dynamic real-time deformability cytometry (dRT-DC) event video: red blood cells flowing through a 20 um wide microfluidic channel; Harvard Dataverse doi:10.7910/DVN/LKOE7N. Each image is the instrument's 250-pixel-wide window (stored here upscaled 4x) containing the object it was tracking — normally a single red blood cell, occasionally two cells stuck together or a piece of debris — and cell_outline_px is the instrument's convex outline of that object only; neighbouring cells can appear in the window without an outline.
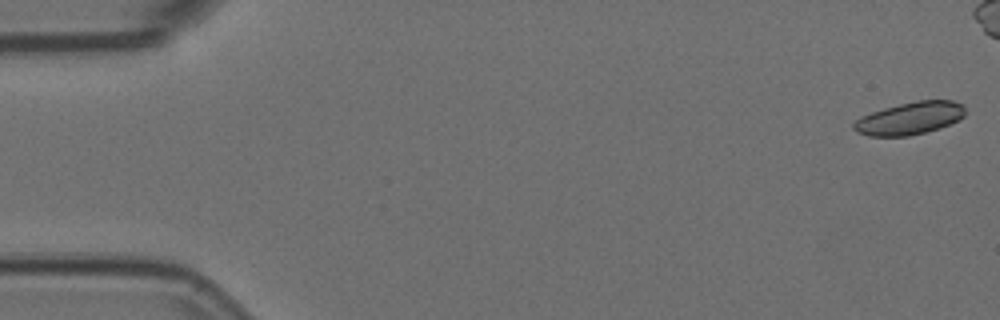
{"species": "Egyptian fruit bat (a non-hibernating species)", "species_latin": "Rousettus aegyptiacus", "temperature_condition": "room temperature", "stored_images_in_passage": 40, "camera_frame_rate_fps": 3000, "um_per_image_px": 0.085, "animal": {"sex": "female"}, "frame": {"image": 1, "passage_image": 1, "time_ms": 0.0, "image_size_px": [1000, 320], "cell_outline_px": [[964, 116], [960, 120], [940, 128], [908, 136], [868, 136], [856, 132], [852, 128], [852, 124], [860, 116], [884, 108], [916, 100], [952, 100], [964, 104]], "centroid_in_image_um": [77.33, 10.05], "position_along_channel_um": 7.7, "area_um2": 21.27}}
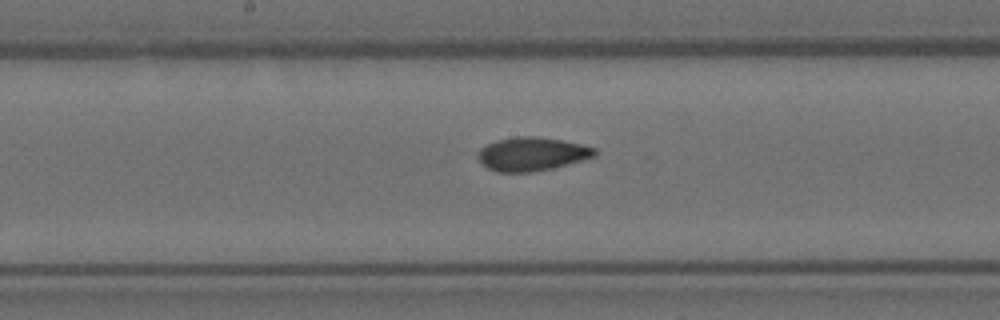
{"frame": {"image": 2, "passage_image": 28, "time_ms": 9.0, "image_size_px": [1000, 320], "cell_outline_px": [[596, 156], [552, 168], [532, 172], [496, 172], [488, 168], [476, 156], [476, 152], [480, 148], [488, 144], [500, 140], [516, 136], [536, 136], [560, 140], [580, 144], [596, 148]], "centroid_in_image_um": [45.19, 13.09], "position_along_channel_um": 203.0, "area_um2": 22.66}}
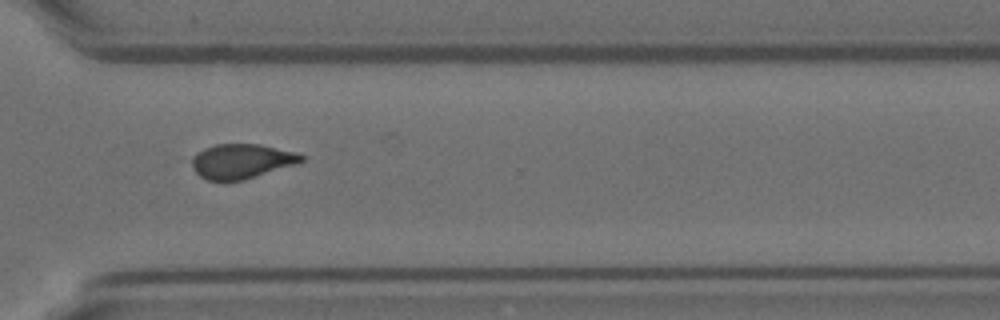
{"frame": {"image": 3, "passage_image": 40, "time_ms": 13.0, "image_size_px": [1000, 320], "cell_outline_px": [[304, 160], [296, 164], [244, 180], [224, 184], [208, 180], [200, 176], [192, 168], [192, 156], [204, 148], [216, 144], [260, 144], [296, 152], [304, 156]], "centroid_in_image_um": [20.5, 13.73], "position_along_channel_um": 350.1, "area_um2": 22.54}}